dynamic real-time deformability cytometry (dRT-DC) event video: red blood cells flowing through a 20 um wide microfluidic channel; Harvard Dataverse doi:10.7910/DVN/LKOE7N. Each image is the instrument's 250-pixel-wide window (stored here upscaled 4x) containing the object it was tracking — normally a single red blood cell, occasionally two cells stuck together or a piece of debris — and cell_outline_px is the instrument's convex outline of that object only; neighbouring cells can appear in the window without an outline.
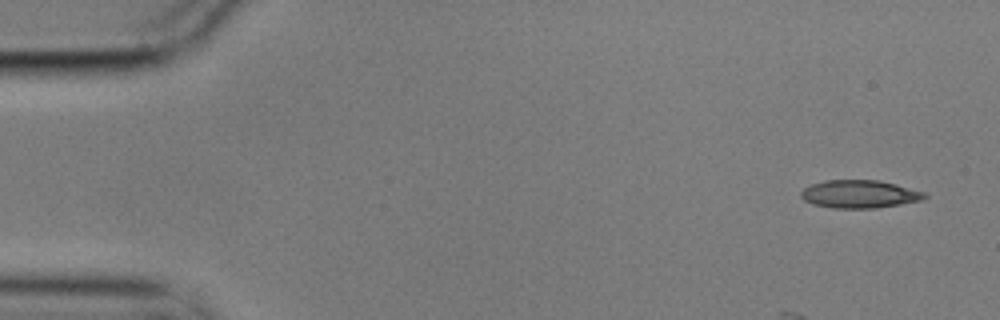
{"species": "common noctule bat (a hibernating species)", "species_latin": "Nyctalus noctula", "temperature_condition": "cold", "stored_images_in_passage": 6, "camera_frame_rate_fps": 3000, "um_per_image_px": 0.085, "animal": {"sex": "male", "body_mass_g": 17.9}, "frame": {"image": 1, "passage_image": 1, "time_ms": 0.0, "image_size_px": [1000, 320], "cell_outline_px": [[928, 196], [920, 200], [900, 204], [876, 208], [832, 208], [812, 204], [804, 200], [800, 196], [800, 192], [804, 188], [812, 184], [824, 180], [880, 180], [896, 184], [924, 192]], "centroid_in_image_um": [73.02, 16.49], "position_along_channel_um": 12.0, "area_um2": 20.11}}
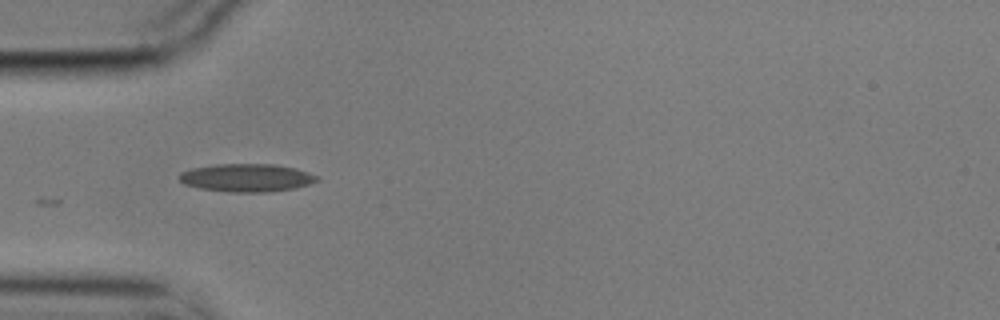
{"frame": {"image": 2, "passage_image": 5, "time_ms": 1.333, "image_size_px": [1000, 320], "cell_outline_px": [[320, 180], [296, 188], [272, 192], [232, 192], [200, 188], [184, 184], [180, 180], [180, 172], [192, 168], [216, 164], [272, 164], [296, 168], [308, 172], [316, 176]], "centroid_in_image_um": [20.98, 15.11], "position_along_channel_um": 64.0, "area_um2": 22.43}}
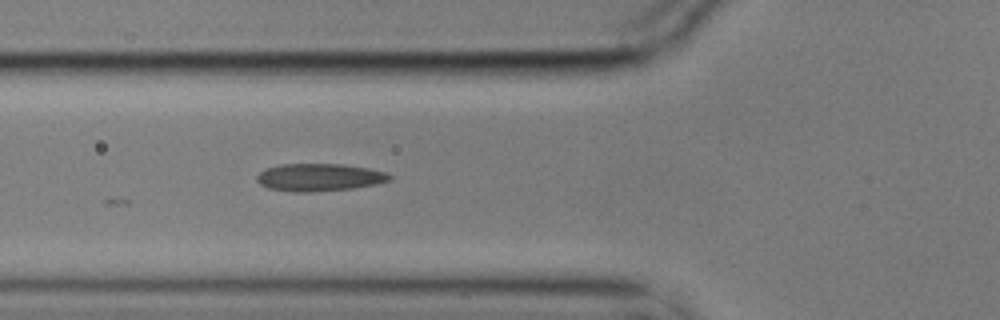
{"frame": {"image": 3, "passage_image": 6, "time_ms": 1.667, "image_size_px": [1000, 320], "cell_outline_px": [[392, 180], [376, 184], [356, 188], [308, 192], [292, 192], [268, 188], [260, 184], [256, 180], [256, 176], [264, 168], [280, 164], [344, 164], [368, 168], [388, 172], [392, 176]], "centroid_in_image_um": [27.15, 15.07], "position_along_channel_um": 98.6, "area_um2": 21.62}}